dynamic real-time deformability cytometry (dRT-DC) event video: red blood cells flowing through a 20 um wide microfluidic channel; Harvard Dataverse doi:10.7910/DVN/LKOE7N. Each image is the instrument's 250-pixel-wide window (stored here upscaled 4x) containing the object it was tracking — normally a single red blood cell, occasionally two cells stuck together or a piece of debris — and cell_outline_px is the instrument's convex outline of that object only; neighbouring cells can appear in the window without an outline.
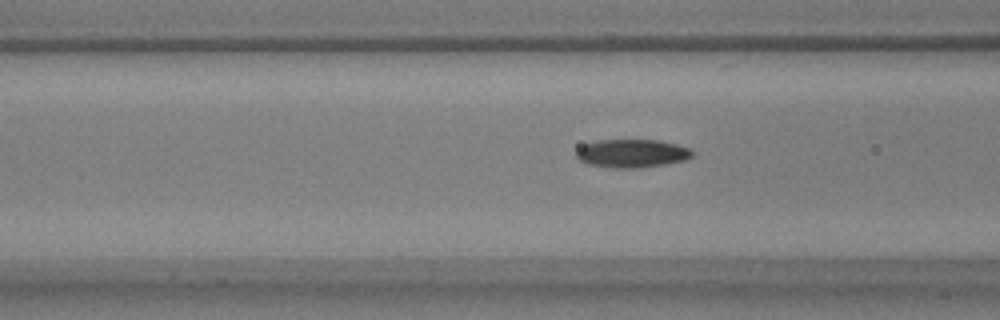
{"species": "common noctule bat (a hibernating species)", "species_latin": "Nyctalus noctula", "temperature_condition": "warm", "stored_images_in_passage": 42, "camera_frame_rate_fps": 3000, "um_per_image_px": 0.085, "animal": {"sex": "male", "body_mass_g": 17.9, "forearm_length_mm": 54.2}, "frame": {"image": 1, "passage_image": 9, "time_ms": 2.667, "image_size_px": [1000, 320], "cell_outline_px": [[696, 152], [692, 156], [684, 160], [664, 164], [640, 168], [612, 168], [588, 164], [580, 160], [576, 156], [576, 152], [584, 144], [596, 140], [656, 140], [676, 144], [692, 148]], "centroid_in_image_um": [53.74, 13.04], "position_along_channel_um": 112.9, "area_um2": 19.19}}
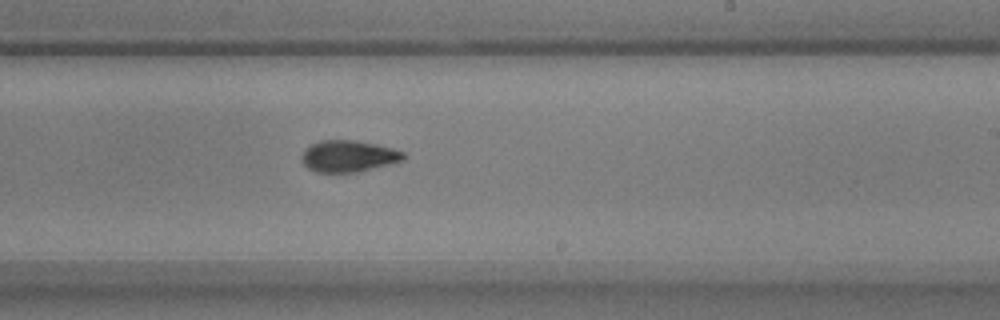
{"frame": {"image": 2, "passage_image": 21, "time_ms": 6.667, "image_size_px": [1000, 320], "cell_outline_px": [[404, 160], [356, 172], [316, 172], [308, 168], [300, 160], [300, 156], [312, 144], [320, 140], [356, 140], [376, 144], [392, 148], [404, 152]], "centroid_in_image_um": [29.6, 13.27], "position_along_channel_um": 259.4, "area_um2": 18.55}}
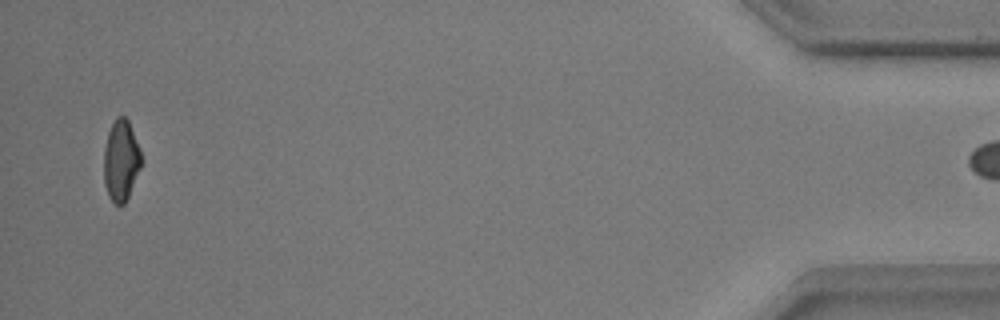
{"frame": {"image": 3, "passage_image": 41, "time_ms": 13.333, "image_size_px": [1000, 320], "cell_outline_px": [[144, 160], [128, 196], [124, 204], [116, 204], [108, 196], [104, 184], [104, 148], [108, 132], [116, 116], [124, 116], [128, 120], [140, 148]], "centroid_in_image_um": [10.3, 13.63], "position_along_channel_um": 424.9, "area_um2": 17.8}}